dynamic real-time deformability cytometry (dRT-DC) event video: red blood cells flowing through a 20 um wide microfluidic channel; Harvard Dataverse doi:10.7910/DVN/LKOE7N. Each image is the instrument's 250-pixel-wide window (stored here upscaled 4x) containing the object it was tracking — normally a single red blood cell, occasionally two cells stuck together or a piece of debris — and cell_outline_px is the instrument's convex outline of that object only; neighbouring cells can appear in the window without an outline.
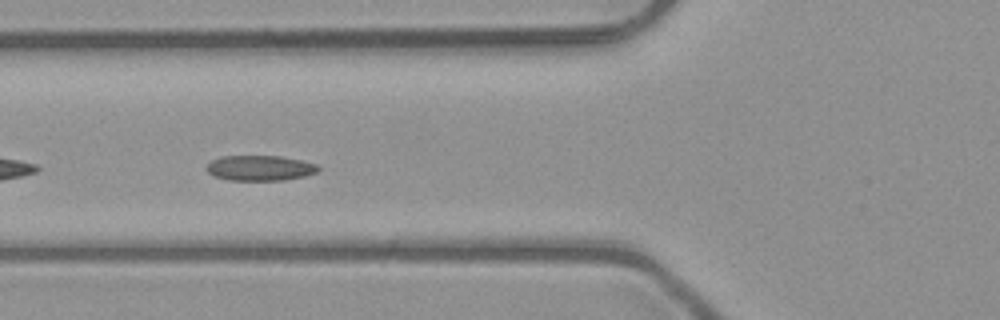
{"species": "common noctule bat (a hibernating species)", "species_latin": "Nyctalus noctula", "temperature_condition": "room temperature", "stored_images_in_passage": 38, "camera_frame_rate_fps": 3000, "um_per_image_px": 0.085, "animal": {"sex": "male", "body_mass_g": 23.1, "forearm_length_mm": 52.7}, "frame": {"image": 1, "passage_image": 5, "time_ms": 1.333, "image_size_px": [1000, 320], "cell_outline_px": [[320, 168], [316, 172], [304, 176], [284, 180], [228, 180], [216, 176], [208, 172], [204, 168], [212, 160], [220, 156], [280, 156], [300, 160], [316, 164]], "centroid_in_image_um": [22.07, 14.28], "position_along_channel_um": 103.7, "area_um2": 16.36}}
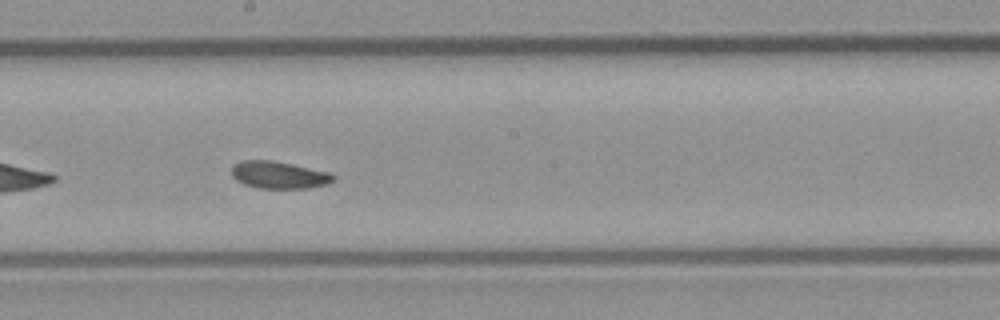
{"frame": {"image": 2, "passage_image": 14, "time_ms": 4.333, "image_size_px": [1000, 320], "cell_outline_px": [[336, 180], [328, 184], [308, 188], [256, 188], [244, 184], [236, 180], [232, 176], [232, 164], [240, 160], [272, 160], [292, 164], [328, 172], [336, 176]], "centroid_in_image_um": [23.69, 14.87], "position_along_channel_um": 224.5, "area_um2": 16.3}}
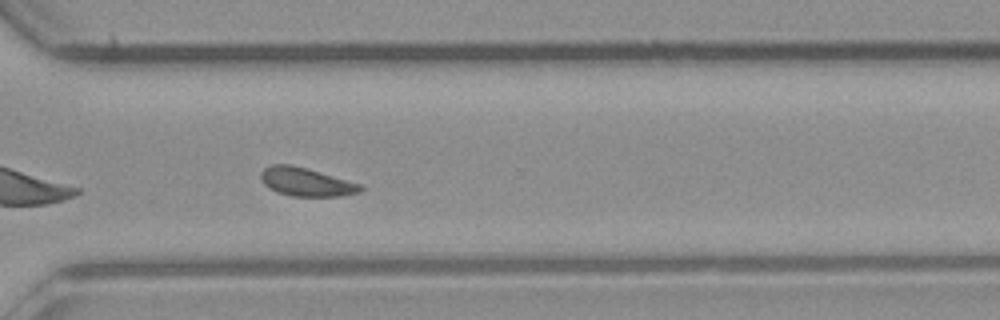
{"frame": {"image": 3, "passage_image": 23, "time_ms": 7.333, "image_size_px": [1000, 320], "cell_outline_px": [[364, 188], [360, 192], [344, 196], [292, 196], [276, 192], [264, 184], [260, 176], [260, 172], [264, 168], [272, 164], [292, 164], [308, 168], [364, 184]], "centroid_in_image_um": [26.07, 15.46], "position_along_channel_um": 344.5, "area_um2": 16.88}}